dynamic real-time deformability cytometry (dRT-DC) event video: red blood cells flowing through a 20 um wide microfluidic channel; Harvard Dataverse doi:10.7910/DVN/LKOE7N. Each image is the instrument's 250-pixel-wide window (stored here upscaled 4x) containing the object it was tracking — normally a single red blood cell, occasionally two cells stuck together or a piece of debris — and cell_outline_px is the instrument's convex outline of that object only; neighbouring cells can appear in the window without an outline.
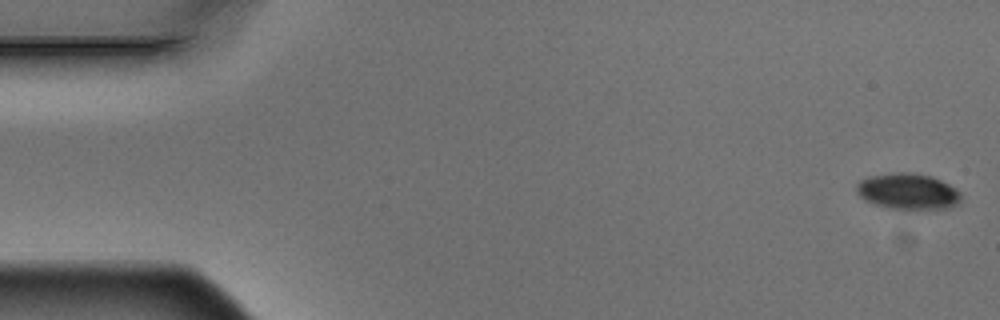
{"species": "Egyptian fruit bat (a non-hibernating species)", "species_latin": "Rousettus aegyptiacus", "temperature_condition": "warm", "stored_images_in_passage": 6, "segment_of_instrument_passage": [2, 2], "camera_frame_rate_fps": 3000, "um_per_image_px": 0.085, "animal": {"sex": "male"}, "frame": {"image": 1, "passage_image": 6, "time_ms": 1.667, "image_size_px": [1000, 320], "cell_outline_px": [[960, 204], [948, 208], [892, 208], [872, 204], [864, 200], [856, 192], [856, 184], [860, 180], [868, 176], [896, 172], [912, 172], [932, 176], [956, 188], [960, 192]], "centroid_in_image_um": [77.15, 16.25], "position_along_channel_um": 7.8, "area_um2": 21.96}}